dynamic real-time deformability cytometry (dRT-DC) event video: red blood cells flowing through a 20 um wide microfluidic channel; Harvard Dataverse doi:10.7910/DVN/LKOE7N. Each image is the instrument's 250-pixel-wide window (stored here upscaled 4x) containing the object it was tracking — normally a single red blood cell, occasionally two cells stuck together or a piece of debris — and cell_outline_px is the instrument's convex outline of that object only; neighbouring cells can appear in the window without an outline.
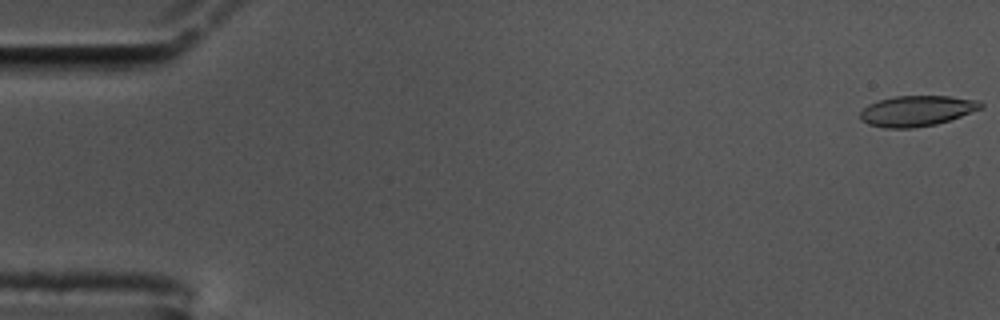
{"species": "common noctule bat (a hibernating species)", "species_latin": "Nyctalus noctula", "temperature_condition": "cold", "stored_images_in_passage": 16, "camera_frame_rate_fps": 3000, "um_per_image_px": 0.085, "animal": {"sex": "male", "body_mass_g": 17.5, "forearm_length_mm": 52.3}, "frame": {"image": 1, "passage_image": 1, "time_ms": 0.0, "image_size_px": [1000, 320], "cell_outline_px": [[984, 108], [936, 124], [912, 128], [884, 128], [868, 124], [860, 120], [860, 112], [868, 104], [880, 100], [896, 96], [948, 96], [980, 100], [984, 104]], "centroid_in_image_um": [77.94, 9.42], "position_along_channel_um": 7.1, "area_um2": 21.5}}